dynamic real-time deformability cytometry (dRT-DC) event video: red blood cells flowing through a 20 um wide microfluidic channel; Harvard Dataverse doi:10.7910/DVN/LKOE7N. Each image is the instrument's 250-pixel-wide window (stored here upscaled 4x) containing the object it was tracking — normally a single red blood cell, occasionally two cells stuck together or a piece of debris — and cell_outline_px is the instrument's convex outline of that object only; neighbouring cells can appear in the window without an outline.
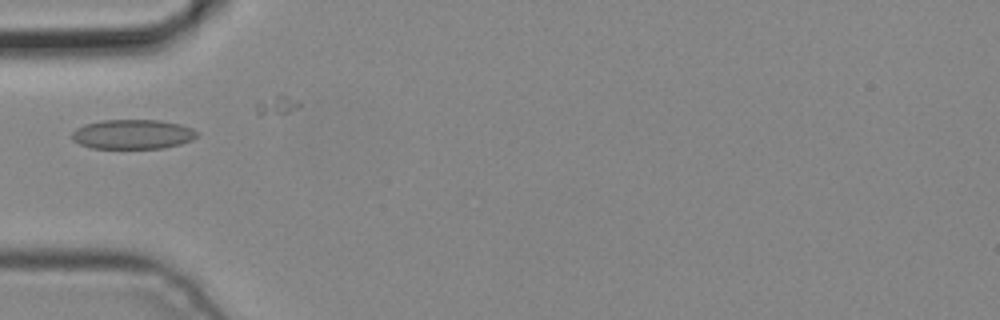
{"species": "common noctule bat (a hibernating species)", "species_latin": "Nyctalus noctula", "temperature_condition": "cold", "stored_images_in_passage": 6, "camera_frame_rate_fps": 3000, "um_per_image_px": 0.085, "animal": {"sex": "male", "body_mass_g": 19.2, "forearm_length_mm": 51.8}, "frame": {"image": 1, "passage_image": 5, "time_ms": 1.333, "image_size_px": [1000, 320], "cell_outline_px": [[200, 132], [192, 140], [180, 144], [164, 148], [92, 148], [80, 144], [72, 140], [72, 132], [76, 128], [84, 124], [100, 120], [160, 120], [180, 124], [192, 128]], "centroid_in_image_um": [11.28, 11.4], "position_along_channel_um": 73.7, "area_um2": 21.68}}
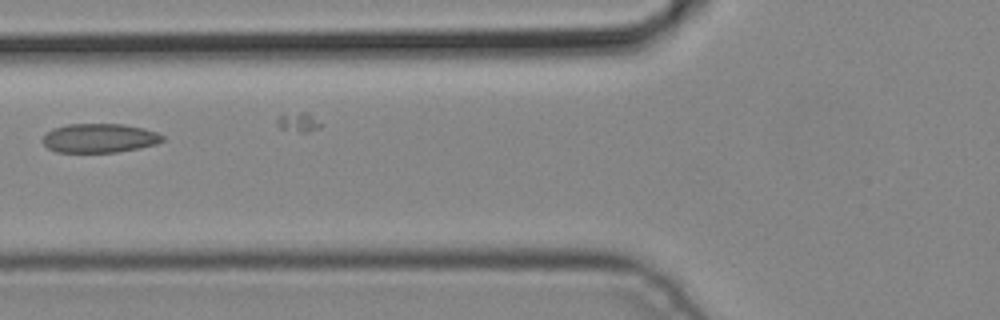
{"frame": {"image": 2, "passage_image": 6, "time_ms": 1.667, "image_size_px": [1000, 320], "cell_outline_px": [[164, 140], [156, 144], [140, 148], [116, 152], [56, 152], [48, 148], [44, 144], [44, 136], [52, 128], [68, 124], [124, 124], [144, 128], [156, 132], [164, 136]], "centroid_in_image_um": [8.48, 11.74], "position_along_channel_um": 117.3, "area_um2": 20.29}}